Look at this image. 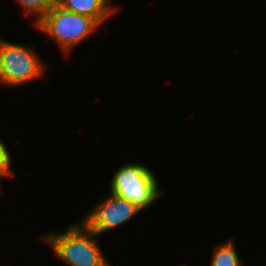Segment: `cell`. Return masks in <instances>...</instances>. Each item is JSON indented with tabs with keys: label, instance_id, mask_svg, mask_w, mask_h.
<instances>
[{
	"label": "cell",
	"instance_id": "obj_1",
	"mask_svg": "<svg viewBox=\"0 0 266 266\" xmlns=\"http://www.w3.org/2000/svg\"><path fill=\"white\" fill-rule=\"evenodd\" d=\"M98 235L82 220L63 232H48L40 236L57 259L68 266H112L100 248Z\"/></svg>",
	"mask_w": 266,
	"mask_h": 266
},
{
	"label": "cell",
	"instance_id": "obj_2",
	"mask_svg": "<svg viewBox=\"0 0 266 266\" xmlns=\"http://www.w3.org/2000/svg\"><path fill=\"white\" fill-rule=\"evenodd\" d=\"M33 27L51 37L68 55L76 45L98 30L100 24L92 17L67 11L55 3Z\"/></svg>",
	"mask_w": 266,
	"mask_h": 266
},
{
	"label": "cell",
	"instance_id": "obj_3",
	"mask_svg": "<svg viewBox=\"0 0 266 266\" xmlns=\"http://www.w3.org/2000/svg\"><path fill=\"white\" fill-rule=\"evenodd\" d=\"M112 194L129 200L141 212L163 195L155 173L141 163H128L119 167L110 180Z\"/></svg>",
	"mask_w": 266,
	"mask_h": 266
},
{
	"label": "cell",
	"instance_id": "obj_4",
	"mask_svg": "<svg viewBox=\"0 0 266 266\" xmlns=\"http://www.w3.org/2000/svg\"><path fill=\"white\" fill-rule=\"evenodd\" d=\"M34 47L0 38V85L17 87L45 75L47 65Z\"/></svg>",
	"mask_w": 266,
	"mask_h": 266
},
{
	"label": "cell",
	"instance_id": "obj_5",
	"mask_svg": "<svg viewBox=\"0 0 266 266\" xmlns=\"http://www.w3.org/2000/svg\"><path fill=\"white\" fill-rule=\"evenodd\" d=\"M139 212L129 200L109 192L81 220L99 236L124 225Z\"/></svg>",
	"mask_w": 266,
	"mask_h": 266
},
{
	"label": "cell",
	"instance_id": "obj_6",
	"mask_svg": "<svg viewBox=\"0 0 266 266\" xmlns=\"http://www.w3.org/2000/svg\"><path fill=\"white\" fill-rule=\"evenodd\" d=\"M111 0H59L57 4L63 9L94 18L100 25L104 24L118 7L110 4Z\"/></svg>",
	"mask_w": 266,
	"mask_h": 266
},
{
	"label": "cell",
	"instance_id": "obj_7",
	"mask_svg": "<svg viewBox=\"0 0 266 266\" xmlns=\"http://www.w3.org/2000/svg\"><path fill=\"white\" fill-rule=\"evenodd\" d=\"M233 241V238L228 239L224 243L213 247L210 266H243L244 263L238 256L239 254Z\"/></svg>",
	"mask_w": 266,
	"mask_h": 266
},
{
	"label": "cell",
	"instance_id": "obj_8",
	"mask_svg": "<svg viewBox=\"0 0 266 266\" xmlns=\"http://www.w3.org/2000/svg\"><path fill=\"white\" fill-rule=\"evenodd\" d=\"M21 6L23 13L35 16L36 19L33 21V25L37 23L56 3L55 0H16Z\"/></svg>",
	"mask_w": 266,
	"mask_h": 266
},
{
	"label": "cell",
	"instance_id": "obj_9",
	"mask_svg": "<svg viewBox=\"0 0 266 266\" xmlns=\"http://www.w3.org/2000/svg\"><path fill=\"white\" fill-rule=\"evenodd\" d=\"M12 158L9 149L5 146L3 140L0 139V176L7 178L16 175L11 167Z\"/></svg>",
	"mask_w": 266,
	"mask_h": 266
}]
</instances>
